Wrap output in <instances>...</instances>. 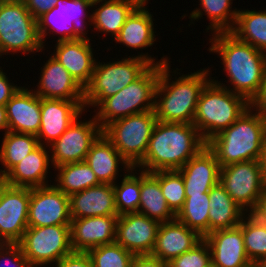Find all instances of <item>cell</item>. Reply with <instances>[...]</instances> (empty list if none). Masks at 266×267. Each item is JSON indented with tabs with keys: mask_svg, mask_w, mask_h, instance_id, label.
<instances>
[{
	"mask_svg": "<svg viewBox=\"0 0 266 267\" xmlns=\"http://www.w3.org/2000/svg\"><path fill=\"white\" fill-rule=\"evenodd\" d=\"M45 145L39 144L4 177L3 182L12 187L36 188L47 186L51 156Z\"/></svg>",
	"mask_w": 266,
	"mask_h": 267,
	"instance_id": "obj_26",
	"label": "cell"
},
{
	"mask_svg": "<svg viewBox=\"0 0 266 267\" xmlns=\"http://www.w3.org/2000/svg\"><path fill=\"white\" fill-rule=\"evenodd\" d=\"M200 8H196L190 13L189 18L191 21H195L203 17L204 13L209 18V26L206 30L211 29V33L217 32H230L236 22L238 11L237 9H232L233 0H199ZM203 10V12H202ZM213 31V32H212Z\"/></svg>",
	"mask_w": 266,
	"mask_h": 267,
	"instance_id": "obj_35",
	"label": "cell"
},
{
	"mask_svg": "<svg viewBox=\"0 0 266 267\" xmlns=\"http://www.w3.org/2000/svg\"><path fill=\"white\" fill-rule=\"evenodd\" d=\"M256 267H266V262L256 264Z\"/></svg>",
	"mask_w": 266,
	"mask_h": 267,
	"instance_id": "obj_53",
	"label": "cell"
},
{
	"mask_svg": "<svg viewBox=\"0 0 266 267\" xmlns=\"http://www.w3.org/2000/svg\"><path fill=\"white\" fill-rule=\"evenodd\" d=\"M19 244L34 267L56 264L73 252L70 225L28 226Z\"/></svg>",
	"mask_w": 266,
	"mask_h": 267,
	"instance_id": "obj_11",
	"label": "cell"
},
{
	"mask_svg": "<svg viewBox=\"0 0 266 267\" xmlns=\"http://www.w3.org/2000/svg\"><path fill=\"white\" fill-rule=\"evenodd\" d=\"M56 267H93L87 252H72L55 264Z\"/></svg>",
	"mask_w": 266,
	"mask_h": 267,
	"instance_id": "obj_43",
	"label": "cell"
},
{
	"mask_svg": "<svg viewBox=\"0 0 266 267\" xmlns=\"http://www.w3.org/2000/svg\"><path fill=\"white\" fill-rule=\"evenodd\" d=\"M84 162L91 167L101 184H115L121 164L126 170L131 169L128 162L103 134L91 145Z\"/></svg>",
	"mask_w": 266,
	"mask_h": 267,
	"instance_id": "obj_27",
	"label": "cell"
},
{
	"mask_svg": "<svg viewBox=\"0 0 266 267\" xmlns=\"http://www.w3.org/2000/svg\"><path fill=\"white\" fill-rule=\"evenodd\" d=\"M230 33L266 54V10H239Z\"/></svg>",
	"mask_w": 266,
	"mask_h": 267,
	"instance_id": "obj_32",
	"label": "cell"
},
{
	"mask_svg": "<svg viewBox=\"0 0 266 267\" xmlns=\"http://www.w3.org/2000/svg\"><path fill=\"white\" fill-rule=\"evenodd\" d=\"M3 178L0 177V186L3 184Z\"/></svg>",
	"mask_w": 266,
	"mask_h": 267,
	"instance_id": "obj_54",
	"label": "cell"
},
{
	"mask_svg": "<svg viewBox=\"0 0 266 267\" xmlns=\"http://www.w3.org/2000/svg\"><path fill=\"white\" fill-rule=\"evenodd\" d=\"M34 267L19 243H0V267Z\"/></svg>",
	"mask_w": 266,
	"mask_h": 267,
	"instance_id": "obj_42",
	"label": "cell"
},
{
	"mask_svg": "<svg viewBox=\"0 0 266 267\" xmlns=\"http://www.w3.org/2000/svg\"><path fill=\"white\" fill-rule=\"evenodd\" d=\"M91 7L92 4L87 0H58L55 7L51 8L37 19L38 34L43 48L45 44L44 38H46L45 36H47V33H61L62 35L58 37L56 42L80 39L87 34L86 31H84L86 25L81 21L75 20L78 18L80 20V17L84 14L83 17L86 15L84 18H88L90 26L91 13L88 16V11H86V9L88 10Z\"/></svg>",
	"mask_w": 266,
	"mask_h": 267,
	"instance_id": "obj_12",
	"label": "cell"
},
{
	"mask_svg": "<svg viewBox=\"0 0 266 267\" xmlns=\"http://www.w3.org/2000/svg\"><path fill=\"white\" fill-rule=\"evenodd\" d=\"M87 1L92 4V7H95V5H99L98 3L109 0H87Z\"/></svg>",
	"mask_w": 266,
	"mask_h": 267,
	"instance_id": "obj_52",
	"label": "cell"
},
{
	"mask_svg": "<svg viewBox=\"0 0 266 267\" xmlns=\"http://www.w3.org/2000/svg\"><path fill=\"white\" fill-rule=\"evenodd\" d=\"M210 38V52L222 60L233 88L230 91L243 96L249 103L257 95L266 70V54L242 42L230 32H217Z\"/></svg>",
	"mask_w": 266,
	"mask_h": 267,
	"instance_id": "obj_2",
	"label": "cell"
},
{
	"mask_svg": "<svg viewBox=\"0 0 266 267\" xmlns=\"http://www.w3.org/2000/svg\"><path fill=\"white\" fill-rule=\"evenodd\" d=\"M211 250L212 265L215 267H250L253 264L246 254L242 229L212 231L204 237Z\"/></svg>",
	"mask_w": 266,
	"mask_h": 267,
	"instance_id": "obj_20",
	"label": "cell"
},
{
	"mask_svg": "<svg viewBox=\"0 0 266 267\" xmlns=\"http://www.w3.org/2000/svg\"><path fill=\"white\" fill-rule=\"evenodd\" d=\"M58 170L54 184L67 196L101 184L86 162L67 163L55 167Z\"/></svg>",
	"mask_w": 266,
	"mask_h": 267,
	"instance_id": "obj_33",
	"label": "cell"
},
{
	"mask_svg": "<svg viewBox=\"0 0 266 267\" xmlns=\"http://www.w3.org/2000/svg\"><path fill=\"white\" fill-rule=\"evenodd\" d=\"M70 224L69 196L54 184L30 188L29 227Z\"/></svg>",
	"mask_w": 266,
	"mask_h": 267,
	"instance_id": "obj_15",
	"label": "cell"
},
{
	"mask_svg": "<svg viewBox=\"0 0 266 267\" xmlns=\"http://www.w3.org/2000/svg\"><path fill=\"white\" fill-rule=\"evenodd\" d=\"M136 7L126 0H109L101 2L99 8L91 14V25L94 30L110 33L114 39L118 36L130 14Z\"/></svg>",
	"mask_w": 266,
	"mask_h": 267,
	"instance_id": "obj_31",
	"label": "cell"
},
{
	"mask_svg": "<svg viewBox=\"0 0 266 267\" xmlns=\"http://www.w3.org/2000/svg\"><path fill=\"white\" fill-rule=\"evenodd\" d=\"M152 16L149 9L136 8L125 21L115 42L134 50L153 46L156 38Z\"/></svg>",
	"mask_w": 266,
	"mask_h": 267,
	"instance_id": "obj_30",
	"label": "cell"
},
{
	"mask_svg": "<svg viewBox=\"0 0 266 267\" xmlns=\"http://www.w3.org/2000/svg\"><path fill=\"white\" fill-rule=\"evenodd\" d=\"M131 267H168V263L151 254L135 255Z\"/></svg>",
	"mask_w": 266,
	"mask_h": 267,
	"instance_id": "obj_47",
	"label": "cell"
},
{
	"mask_svg": "<svg viewBox=\"0 0 266 267\" xmlns=\"http://www.w3.org/2000/svg\"><path fill=\"white\" fill-rule=\"evenodd\" d=\"M40 80L34 93L44 99L84 101V88L52 55L41 67Z\"/></svg>",
	"mask_w": 266,
	"mask_h": 267,
	"instance_id": "obj_19",
	"label": "cell"
},
{
	"mask_svg": "<svg viewBox=\"0 0 266 267\" xmlns=\"http://www.w3.org/2000/svg\"><path fill=\"white\" fill-rule=\"evenodd\" d=\"M205 146L193 124L157 121L146 154L135 168L146 172L179 170Z\"/></svg>",
	"mask_w": 266,
	"mask_h": 267,
	"instance_id": "obj_1",
	"label": "cell"
},
{
	"mask_svg": "<svg viewBox=\"0 0 266 267\" xmlns=\"http://www.w3.org/2000/svg\"><path fill=\"white\" fill-rule=\"evenodd\" d=\"M156 122L155 110L141 112L111 122L102 134L128 164L135 167L146 154Z\"/></svg>",
	"mask_w": 266,
	"mask_h": 267,
	"instance_id": "obj_9",
	"label": "cell"
},
{
	"mask_svg": "<svg viewBox=\"0 0 266 267\" xmlns=\"http://www.w3.org/2000/svg\"><path fill=\"white\" fill-rule=\"evenodd\" d=\"M127 2L133 4L136 8H146V3L148 0H126Z\"/></svg>",
	"mask_w": 266,
	"mask_h": 267,
	"instance_id": "obj_50",
	"label": "cell"
},
{
	"mask_svg": "<svg viewBox=\"0 0 266 267\" xmlns=\"http://www.w3.org/2000/svg\"><path fill=\"white\" fill-rule=\"evenodd\" d=\"M247 215L238 225L242 229L247 257L253 265L266 262V224L251 213Z\"/></svg>",
	"mask_w": 266,
	"mask_h": 267,
	"instance_id": "obj_37",
	"label": "cell"
},
{
	"mask_svg": "<svg viewBox=\"0 0 266 267\" xmlns=\"http://www.w3.org/2000/svg\"><path fill=\"white\" fill-rule=\"evenodd\" d=\"M219 183L246 213H251L266 188L262 161L238 162L221 167Z\"/></svg>",
	"mask_w": 266,
	"mask_h": 267,
	"instance_id": "obj_10",
	"label": "cell"
},
{
	"mask_svg": "<svg viewBox=\"0 0 266 267\" xmlns=\"http://www.w3.org/2000/svg\"><path fill=\"white\" fill-rule=\"evenodd\" d=\"M204 238L177 218L161 223L151 255L168 263L193 249Z\"/></svg>",
	"mask_w": 266,
	"mask_h": 267,
	"instance_id": "obj_22",
	"label": "cell"
},
{
	"mask_svg": "<svg viewBox=\"0 0 266 267\" xmlns=\"http://www.w3.org/2000/svg\"><path fill=\"white\" fill-rule=\"evenodd\" d=\"M265 123H266V117H265ZM264 145H266V137H265Z\"/></svg>",
	"mask_w": 266,
	"mask_h": 267,
	"instance_id": "obj_55",
	"label": "cell"
},
{
	"mask_svg": "<svg viewBox=\"0 0 266 267\" xmlns=\"http://www.w3.org/2000/svg\"><path fill=\"white\" fill-rule=\"evenodd\" d=\"M160 76V65H150L136 80L117 94L104 99L94 116L101 129L132 114L155 108V91Z\"/></svg>",
	"mask_w": 266,
	"mask_h": 267,
	"instance_id": "obj_7",
	"label": "cell"
},
{
	"mask_svg": "<svg viewBox=\"0 0 266 267\" xmlns=\"http://www.w3.org/2000/svg\"><path fill=\"white\" fill-rule=\"evenodd\" d=\"M19 88L20 86L9 82L6 73L0 67V105L5 106Z\"/></svg>",
	"mask_w": 266,
	"mask_h": 267,
	"instance_id": "obj_45",
	"label": "cell"
},
{
	"mask_svg": "<svg viewBox=\"0 0 266 267\" xmlns=\"http://www.w3.org/2000/svg\"><path fill=\"white\" fill-rule=\"evenodd\" d=\"M117 218L118 215L71 219L73 252H88L92 248L115 242Z\"/></svg>",
	"mask_w": 266,
	"mask_h": 267,
	"instance_id": "obj_18",
	"label": "cell"
},
{
	"mask_svg": "<svg viewBox=\"0 0 266 267\" xmlns=\"http://www.w3.org/2000/svg\"><path fill=\"white\" fill-rule=\"evenodd\" d=\"M85 109L84 101L41 98V125L36 136L39 144L51 145Z\"/></svg>",
	"mask_w": 266,
	"mask_h": 267,
	"instance_id": "obj_17",
	"label": "cell"
},
{
	"mask_svg": "<svg viewBox=\"0 0 266 267\" xmlns=\"http://www.w3.org/2000/svg\"><path fill=\"white\" fill-rule=\"evenodd\" d=\"M185 184V197L209 192L220 180V166L214 153L205 146L178 170Z\"/></svg>",
	"mask_w": 266,
	"mask_h": 267,
	"instance_id": "obj_23",
	"label": "cell"
},
{
	"mask_svg": "<svg viewBox=\"0 0 266 267\" xmlns=\"http://www.w3.org/2000/svg\"><path fill=\"white\" fill-rule=\"evenodd\" d=\"M38 145V138L32 134L16 133L12 131H8L4 134L0 149V162L5 168L0 169V177L3 178Z\"/></svg>",
	"mask_w": 266,
	"mask_h": 267,
	"instance_id": "obj_34",
	"label": "cell"
},
{
	"mask_svg": "<svg viewBox=\"0 0 266 267\" xmlns=\"http://www.w3.org/2000/svg\"><path fill=\"white\" fill-rule=\"evenodd\" d=\"M211 264V250L203 239L193 249L168 262V267H209Z\"/></svg>",
	"mask_w": 266,
	"mask_h": 267,
	"instance_id": "obj_41",
	"label": "cell"
},
{
	"mask_svg": "<svg viewBox=\"0 0 266 267\" xmlns=\"http://www.w3.org/2000/svg\"><path fill=\"white\" fill-rule=\"evenodd\" d=\"M147 54V55H146ZM146 54L126 57L106 64L96 61L89 84L84 88V108L98 106L104 99L117 94L136 80L150 65L170 63L164 56L158 62ZM155 62V63H154Z\"/></svg>",
	"mask_w": 266,
	"mask_h": 267,
	"instance_id": "obj_6",
	"label": "cell"
},
{
	"mask_svg": "<svg viewBox=\"0 0 266 267\" xmlns=\"http://www.w3.org/2000/svg\"><path fill=\"white\" fill-rule=\"evenodd\" d=\"M9 131L37 136L41 125V98L20 87L6 103Z\"/></svg>",
	"mask_w": 266,
	"mask_h": 267,
	"instance_id": "obj_24",
	"label": "cell"
},
{
	"mask_svg": "<svg viewBox=\"0 0 266 267\" xmlns=\"http://www.w3.org/2000/svg\"><path fill=\"white\" fill-rule=\"evenodd\" d=\"M0 50L3 55L43 50L37 20L21 0L0 3Z\"/></svg>",
	"mask_w": 266,
	"mask_h": 267,
	"instance_id": "obj_8",
	"label": "cell"
},
{
	"mask_svg": "<svg viewBox=\"0 0 266 267\" xmlns=\"http://www.w3.org/2000/svg\"><path fill=\"white\" fill-rule=\"evenodd\" d=\"M160 224L138 212L120 215L116 222L115 242L134 255L151 254Z\"/></svg>",
	"mask_w": 266,
	"mask_h": 267,
	"instance_id": "obj_16",
	"label": "cell"
},
{
	"mask_svg": "<svg viewBox=\"0 0 266 267\" xmlns=\"http://www.w3.org/2000/svg\"><path fill=\"white\" fill-rule=\"evenodd\" d=\"M140 173V205L138 213L160 223L171 221L176 215L168 207L158 181V172Z\"/></svg>",
	"mask_w": 266,
	"mask_h": 267,
	"instance_id": "obj_28",
	"label": "cell"
},
{
	"mask_svg": "<svg viewBox=\"0 0 266 267\" xmlns=\"http://www.w3.org/2000/svg\"><path fill=\"white\" fill-rule=\"evenodd\" d=\"M86 37L85 34L80 39L59 41L51 54L83 88L89 84L97 61Z\"/></svg>",
	"mask_w": 266,
	"mask_h": 267,
	"instance_id": "obj_21",
	"label": "cell"
},
{
	"mask_svg": "<svg viewBox=\"0 0 266 267\" xmlns=\"http://www.w3.org/2000/svg\"><path fill=\"white\" fill-rule=\"evenodd\" d=\"M251 214L254 215L259 221L266 224V188Z\"/></svg>",
	"mask_w": 266,
	"mask_h": 267,
	"instance_id": "obj_48",
	"label": "cell"
},
{
	"mask_svg": "<svg viewBox=\"0 0 266 267\" xmlns=\"http://www.w3.org/2000/svg\"><path fill=\"white\" fill-rule=\"evenodd\" d=\"M170 66L160 65L154 108L157 121L193 124L200 94L211 80L209 68L182 74L170 83Z\"/></svg>",
	"mask_w": 266,
	"mask_h": 267,
	"instance_id": "obj_3",
	"label": "cell"
},
{
	"mask_svg": "<svg viewBox=\"0 0 266 267\" xmlns=\"http://www.w3.org/2000/svg\"><path fill=\"white\" fill-rule=\"evenodd\" d=\"M253 111L249 107L231 126L206 142L220 168L238 162L262 161L266 137L265 117Z\"/></svg>",
	"mask_w": 266,
	"mask_h": 267,
	"instance_id": "obj_4",
	"label": "cell"
},
{
	"mask_svg": "<svg viewBox=\"0 0 266 267\" xmlns=\"http://www.w3.org/2000/svg\"><path fill=\"white\" fill-rule=\"evenodd\" d=\"M32 16L37 20L43 14L55 7L58 0H21Z\"/></svg>",
	"mask_w": 266,
	"mask_h": 267,
	"instance_id": "obj_44",
	"label": "cell"
},
{
	"mask_svg": "<svg viewBox=\"0 0 266 267\" xmlns=\"http://www.w3.org/2000/svg\"><path fill=\"white\" fill-rule=\"evenodd\" d=\"M209 233L219 229L237 227L246 212L218 183L209 191Z\"/></svg>",
	"mask_w": 266,
	"mask_h": 267,
	"instance_id": "obj_29",
	"label": "cell"
},
{
	"mask_svg": "<svg viewBox=\"0 0 266 267\" xmlns=\"http://www.w3.org/2000/svg\"><path fill=\"white\" fill-rule=\"evenodd\" d=\"M227 88L211 79L200 94L193 125L205 142L231 126L250 107L243 96Z\"/></svg>",
	"mask_w": 266,
	"mask_h": 267,
	"instance_id": "obj_5",
	"label": "cell"
},
{
	"mask_svg": "<svg viewBox=\"0 0 266 267\" xmlns=\"http://www.w3.org/2000/svg\"><path fill=\"white\" fill-rule=\"evenodd\" d=\"M87 253L93 267H131L135 256L116 242L92 248Z\"/></svg>",
	"mask_w": 266,
	"mask_h": 267,
	"instance_id": "obj_39",
	"label": "cell"
},
{
	"mask_svg": "<svg viewBox=\"0 0 266 267\" xmlns=\"http://www.w3.org/2000/svg\"><path fill=\"white\" fill-rule=\"evenodd\" d=\"M158 181L168 207L177 215L186 199L185 184L181 173L178 170L158 171Z\"/></svg>",
	"mask_w": 266,
	"mask_h": 267,
	"instance_id": "obj_40",
	"label": "cell"
},
{
	"mask_svg": "<svg viewBox=\"0 0 266 267\" xmlns=\"http://www.w3.org/2000/svg\"><path fill=\"white\" fill-rule=\"evenodd\" d=\"M125 171L121 184H113L118 216L137 213L140 205V175H135V167Z\"/></svg>",
	"mask_w": 266,
	"mask_h": 267,
	"instance_id": "obj_38",
	"label": "cell"
},
{
	"mask_svg": "<svg viewBox=\"0 0 266 267\" xmlns=\"http://www.w3.org/2000/svg\"><path fill=\"white\" fill-rule=\"evenodd\" d=\"M262 164H263L265 174H266V145H264V149H263Z\"/></svg>",
	"mask_w": 266,
	"mask_h": 267,
	"instance_id": "obj_51",
	"label": "cell"
},
{
	"mask_svg": "<svg viewBox=\"0 0 266 267\" xmlns=\"http://www.w3.org/2000/svg\"><path fill=\"white\" fill-rule=\"evenodd\" d=\"M71 219L118 215L113 184H99L69 196Z\"/></svg>",
	"mask_w": 266,
	"mask_h": 267,
	"instance_id": "obj_25",
	"label": "cell"
},
{
	"mask_svg": "<svg viewBox=\"0 0 266 267\" xmlns=\"http://www.w3.org/2000/svg\"><path fill=\"white\" fill-rule=\"evenodd\" d=\"M0 130L1 131L5 130L4 134H6L9 131L6 108L5 106H2V105H0Z\"/></svg>",
	"mask_w": 266,
	"mask_h": 267,
	"instance_id": "obj_49",
	"label": "cell"
},
{
	"mask_svg": "<svg viewBox=\"0 0 266 267\" xmlns=\"http://www.w3.org/2000/svg\"><path fill=\"white\" fill-rule=\"evenodd\" d=\"M250 107L266 117V70L257 95L251 100Z\"/></svg>",
	"mask_w": 266,
	"mask_h": 267,
	"instance_id": "obj_46",
	"label": "cell"
},
{
	"mask_svg": "<svg viewBox=\"0 0 266 267\" xmlns=\"http://www.w3.org/2000/svg\"><path fill=\"white\" fill-rule=\"evenodd\" d=\"M209 192L186 197L176 218L203 238L209 234Z\"/></svg>",
	"mask_w": 266,
	"mask_h": 267,
	"instance_id": "obj_36",
	"label": "cell"
},
{
	"mask_svg": "<svg viewBox=\"0 0 266 267\" xmlns=\"http://www.w3.org/2000/svg\"><path fill=\"white\" fill-rule=\"evenodd\" d=\"M102 134L95 117L81 122L78 118L51 145V164L58 167L67 163L83 162L91 145Z\"/></svg>",
	"mask_w": 266,
	"mask_h": 267,
	"instance_id": "obj_13",
	"label": "cell"
},
{
	"mask_svg": "<svg viewBox=\"0 0 266 267\" xmlns=\"http://www.w3.org/2000/svg\"><path fill=\"white\" fill-rule=\"evenodd\" d=\"M30 188L0 186V243H19L28 228Z\"/></svg>",
	"mask_w": 266,
	"mask_h": 267,
	"instance_id": "obj_14",
	"label": "cell"
}]
</instances>
